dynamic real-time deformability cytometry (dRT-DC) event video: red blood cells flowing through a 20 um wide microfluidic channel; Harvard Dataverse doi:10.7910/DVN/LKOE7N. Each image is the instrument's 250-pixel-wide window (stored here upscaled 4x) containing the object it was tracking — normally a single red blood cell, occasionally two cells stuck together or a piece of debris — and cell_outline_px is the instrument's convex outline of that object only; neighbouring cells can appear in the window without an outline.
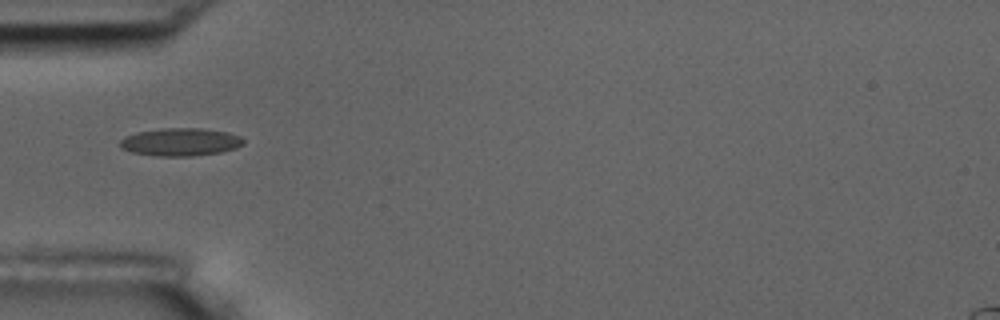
{"species": "common noctule bat (a hibernating species)", "species_latin": "Nyctalus noctula", "temperature_condition": "room temperature", "stored_images_in_passage": 21, "camera_frame_rate_fps": 3000, "um_per_image_px": 0.085, "animal": {"sex": "male", "body_mass_g": 17.5, "forearm_length_mm": 52.3}, "frame": {"image": 1, "passage_image": 1, "time_ms": 0.0, "image_size_px": [1000, 320], "cell_outline_px": [[244, 144], [236, 148], [220, 152], [192, 156], [156, 156], [132, 152], [120, 148], [120, 140], [124, 136], [136, 132], [160, 128], [200, 128], [228, 132], [240, 136], [244, 140]], "centroid_in_image_um": [15.32, 12.06], "position_along_channel_um": 69.7, "area_um2": 20.17}}
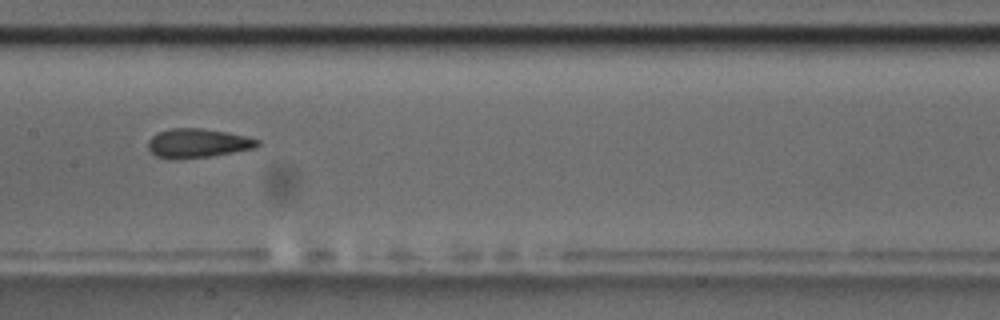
{"frame": {"image": 2, "passage_image": 11, "time_ms": 3.333, "image_size_px": [1000, 320], "cell_outline_px": [[260, 144], [256, 148], [212, 156], [176, 160], [168, 160], [156, 156], [148, 148], [148, 140], [152, 136], [160, 132], [172, 128], [200, 128], [228, 132], [260, 140]], "centroid_in_image_um": [16.8, 12.19], "position_along_channel_um": 190.6, "area_um2": 18.73}}
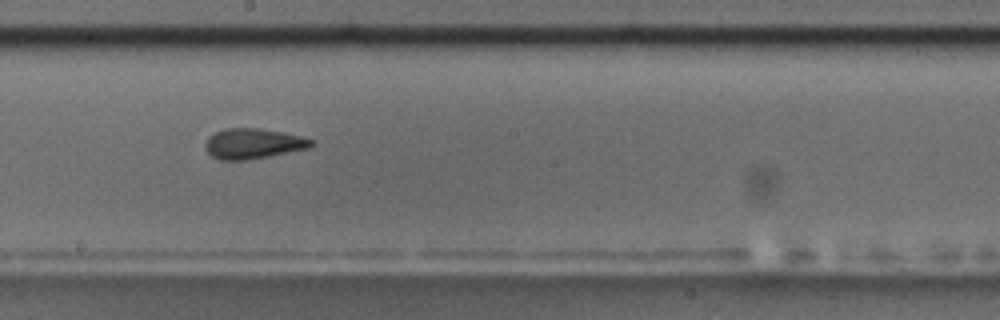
{"frame": {"image": 3, "passage_image": 14, "time_ms": 4.333, "image_size_px": [1000, 320], "cell_outline_px": [[316, 144], [308, 148], [248, 160], [220, 160], [212, 156], [204, 148], [204, 144], [208, 136], [224, 128], [256, 128], [280, 132], [300, 136], [316, 140]], "centroid_in_image_um": [21.5, 12.21], "position_along_channel_um": 226.7, "area_um2": 18.73}}